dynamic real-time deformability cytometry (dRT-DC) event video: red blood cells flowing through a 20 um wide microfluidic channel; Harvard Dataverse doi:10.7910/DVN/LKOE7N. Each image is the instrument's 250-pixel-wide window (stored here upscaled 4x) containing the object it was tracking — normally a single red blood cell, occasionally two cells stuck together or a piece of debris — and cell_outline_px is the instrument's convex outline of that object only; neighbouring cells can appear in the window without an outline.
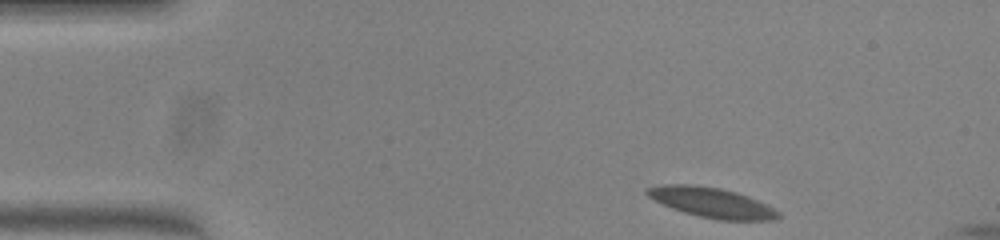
{"species": "common noctule bat (a hibernating species)", "species_latin": "Nyctalus noctula", "temperature_condition": "warm", "stored_images_in_passage": 49, "camera_frame_rate_fps": 3000, "um_per_image_px": 0.085, "animal": {"sex": "female", "body_mass_g": 23.0, "forearm_length_mm": 53.4}, "frame": {"image": 1, "passage_image": 1, "time_ms": 0.0, "image_size_px": [1000, 240], "cell_outline_px": [[780, 216], [768, 220], [720, 220], [700, 216], [684, 212], [664, 204], [648, 196], [644, 192], [648, 188], [664, 184], [688, 184], [720, 188], [736, 192], [756, 200], [780, 212]], "centroid_in_image_um": [60.48, 17.21], "position_along_channel_um": 24.5, "area_um2": 22.31}}
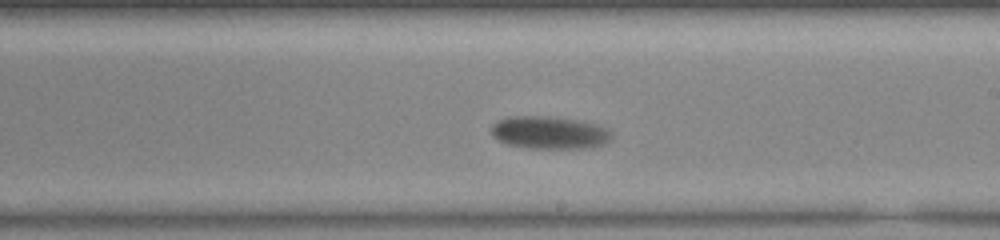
{"frame": {"image": 2, "passage_image": 25, "time_ms": 8.0, "image_size_px": [1000, 240], "cell_outline_px": [[612, 140], [604, 144], [588, 148], [532, 148], [508, 144], [492, 136], [492, 124], [496, 120], [508, 116], [544, 116], [576, 120], [600, 124], [608, 128], [612, 132]], "centroid_in_image_um": [46.74, 11.26], "position_along_channel_um": 242.3, "area_um2": 23.06}}
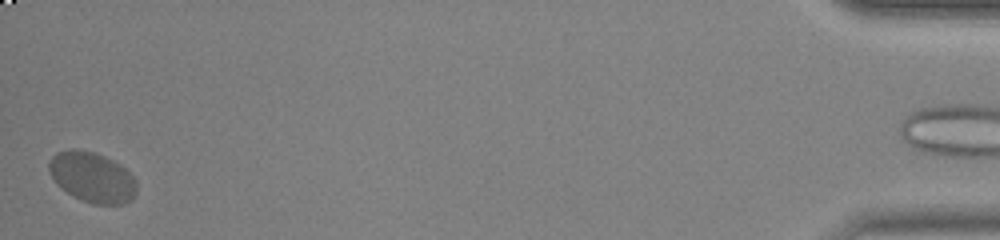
{"frame": {"image": 3, "passage_image": 48, "time_ms": 15.667, "image_size_px": [1000, 240], "cell_outline_px": [[136, 192], [132, 200], [124, 204], [92, 204], [68, 192], [56, 184], [48, 168], [48, 164], [52, 156], [56, 152], [72, 148], [92, 152], [104, 156], [120, 164], [132, 176], [136, 184]], "centroid_in_image_um": [7.83, 15.06], "position_along_channel_um": 427.4, "area_um2": 25.43}, "authors_computed_cell_mechanics": {"area_um2": 22.6576, "velocity_mm_per_s": 3.6767, "shape_relaxation_time_tau1_ms": 4.2962, "shape_relaxation_time_tau2_ms": null, "deformation_change_tau1": 0.1167, "deformation_change_tau2": null}}